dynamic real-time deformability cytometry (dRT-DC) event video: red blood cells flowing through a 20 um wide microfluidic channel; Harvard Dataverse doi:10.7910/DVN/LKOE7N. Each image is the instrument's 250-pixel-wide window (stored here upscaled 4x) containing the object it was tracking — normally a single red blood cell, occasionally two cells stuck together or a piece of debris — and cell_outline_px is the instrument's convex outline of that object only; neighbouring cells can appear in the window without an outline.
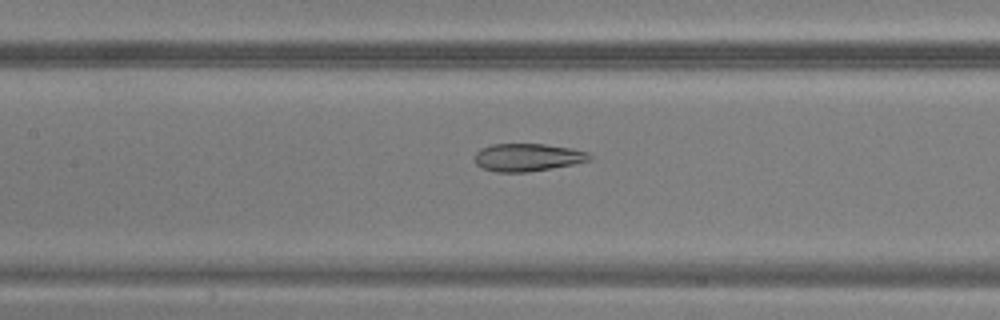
{"species": "common noctule bat (a hibernating species)", "species_latin": "Nyctalus noctula", "temperature_condition": "warm", "stored_images_in_passage": 48, "camera_frame_rate_fps": 3000, "um_per_image_px": 0.085, "animal": {"sex": "male", "body_mass_g": 20.5, "forearm_length_mm": 52.5}, "frame": {"image": 1, "passage_image": 23, "time_ms": 7.333, "image_size_px": [1000, 320], "cell_outline_px": [[592, 160], [552, 168], [528, 172], [496, 172], [480, 168], [476, 164], [476, 152], [480, 148], [492, 144], [544, 144], [572, 148], [588, 152], [592, 156]], "centroid_in_image_um": [44.84, 13.37], "position_along_channel_um": 162.6, "area_um2": 18.67}}
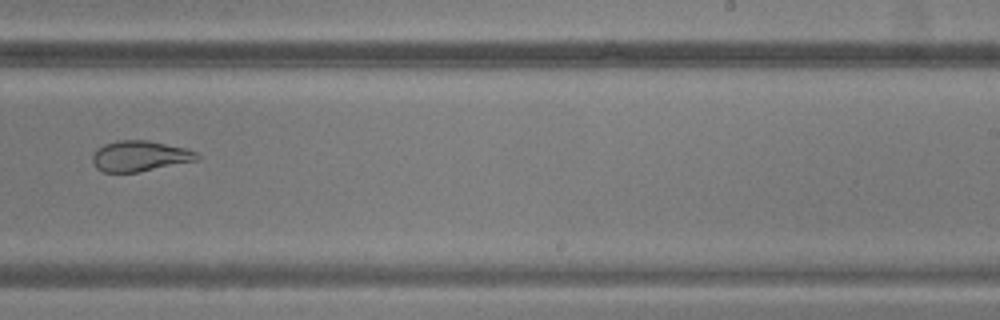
{"frame": {"image": 2, "passage_image": 31, "time_ms": 10.0, "image_size_px": [1000, 320], "cell_outline_px": [[200, 160], [140, 172], [104, 172], [96, 168], [92, 164], [92, 156], [96, 148], [104, 144], [120, 140], [148, 140], [184, 148], [196, 152], [200, 156]], "centroid_in_image_um": [11.88, 13.27], "position_along_channel_um": 277.1, "area_um2": 18.84}}
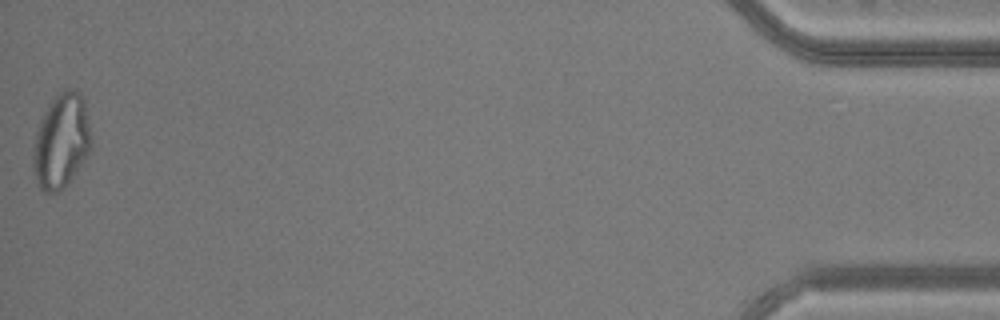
{"frame": {"image": 3, "passage_image": 48, "time_ms": 15.667, "image_size_px": [1000, 320], "cell_outline_px": [[92, 148], [76, 172], [64, 188], [56, 192], [44, 192], [40, 188], [32, 164], [32, 148], [36, 132], [40, 120], [52, 100], [60, 92], [68, 88], [76, 88], [80, 92], [84, 100], [92, 140]], "centroid_in_image_um": [5.22, 11.98], "position_along_channel_um": 430.0, "area_um2": 32.02}}